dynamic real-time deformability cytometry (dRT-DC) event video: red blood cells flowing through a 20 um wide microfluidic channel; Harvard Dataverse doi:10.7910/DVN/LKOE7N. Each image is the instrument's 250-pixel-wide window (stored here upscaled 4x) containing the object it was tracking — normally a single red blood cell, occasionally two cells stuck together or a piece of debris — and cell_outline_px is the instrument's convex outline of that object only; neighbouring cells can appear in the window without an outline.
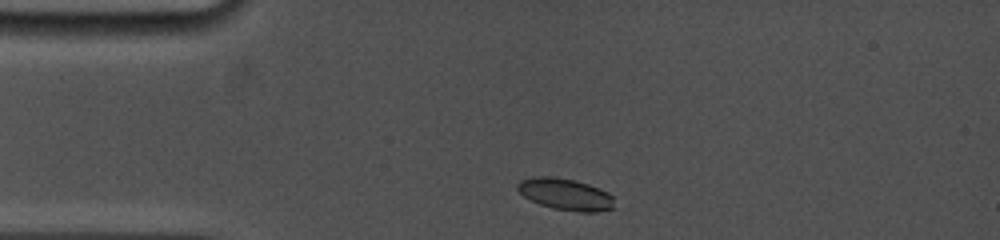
{"species": "common noctule bat (a hibernating species)", "species_latin": "Nyctalus noctula", "temperature_condition": "cold", "stored_images_in_passage": 19, "camera_frame_rate_fps": 5000, "um_per_image_px": 0.085, "animal": {"sex": "female", "body_mass_g": 19.0, "forearm_length_mm": 53.3}, "frame": {"image": 1, "passage_image": 1, "time_ms": 0.0, "image_size_px": [1000, 240], "cell_outline_px": [[616, 208], [596, 212], [580, 212], [552, 208], [540, 204], [524, 196], [516, 188], [516, 184], [520, 180], [536, 176], [552, 176], [576, 180], [588, 184], [608, 192], [612, 196]], "centroid_in_image_um": [48.08, 16.51], "position_along_channel_um": 36.9, "area_um2": 17.98}}
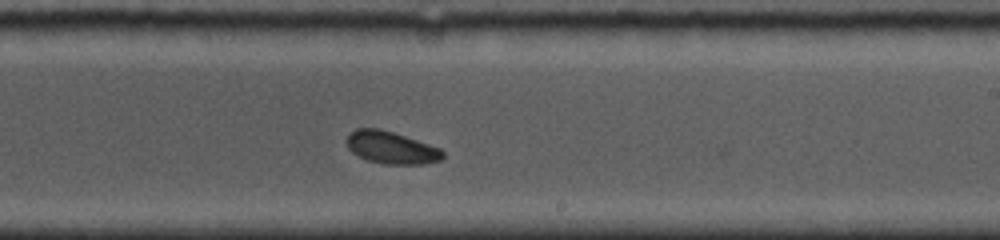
{"frame": {"image": 2, "passage_image": 12, "time_ms": 6.6, "image_size_px": [1000, 240], "cell_outline_px": [[444, 156], [440, 160], [424, 164], [384, 164], [368, 160], [352, 152], [348, 148], [344, 140], [348, 132], [356, 128], [380, 128], [440, 148], [444, 152]], "centroid_in_image_um": [33.2, 12.54], "position_along_channel_um": 255.8, "area_um2": 18.15}}
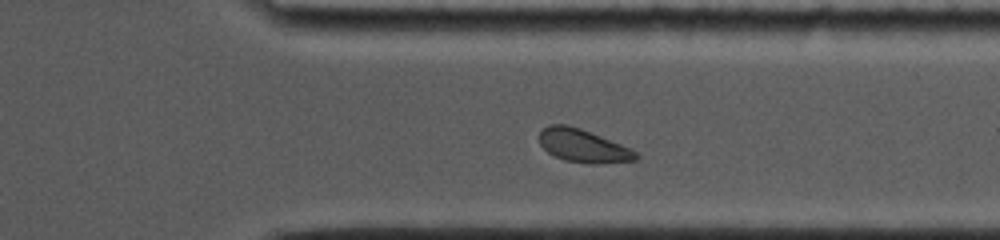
{"frame": {"image": 3, "passage_image": 18, "time_ms": 9.4, "image_size_px": [1000, 240], "cell_outline_px": [[640, 156], [636, 160], [600, 164], [596, 164], [564, 160], [548, 152], [540, 144], [540, 132], [548, 124], [568, 124], [580, 128], [632, 148]], "centroid_in_image_um": [49.59, 12.39], "position_along_channel_um": 361.8, "area_um2": 18.61}}